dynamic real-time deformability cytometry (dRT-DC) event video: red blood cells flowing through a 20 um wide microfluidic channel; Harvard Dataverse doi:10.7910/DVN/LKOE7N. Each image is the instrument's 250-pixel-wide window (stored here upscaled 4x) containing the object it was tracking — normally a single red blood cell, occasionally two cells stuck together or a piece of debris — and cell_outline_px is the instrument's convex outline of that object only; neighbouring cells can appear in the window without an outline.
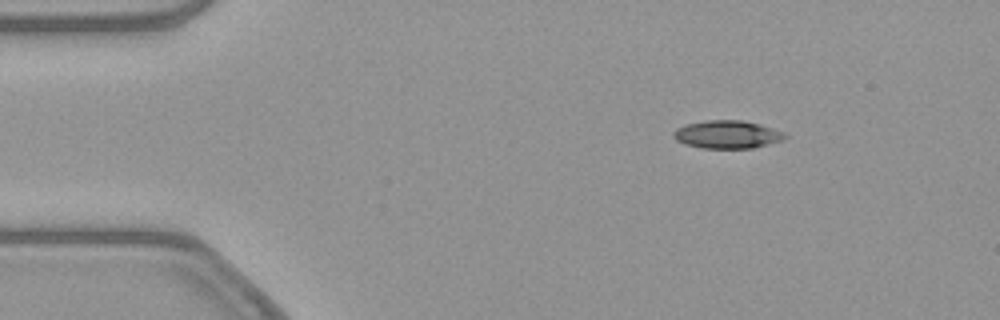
{"species": "common noctule bat (a hibernating species)", "species_latin": "Nyctalus noctula", "temperature_condition": "warm", "stored_images_in_passage": 46, "camera_frame_rate_fps": 3000, "um_per_image_px": 0.085, "animal": {"sex": "female", "body_mass_g": 21.9}, "frame": {"image": 1, "passage_image": 1, "time_ms": 0.0, "image_size_px": [1000, 320], "cell_outline_px": [[788, 136], [784, 140], [752, 148], [704, 148], [684, 144], [676, 140], [672, 136], [672, 132], [676, 128], [688, 124], [704, 120], [740, 120], [760, 124], [784, 132]], "centroid_in_image_um": [61.81, 11.43], "position_along_channel_um": 23.2, "area_um2": 18.21}}
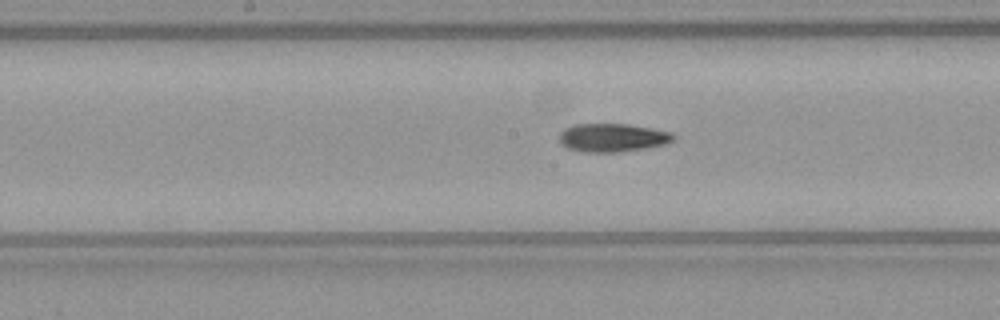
{"frame": {"image": 2, "passage_image": 20, "time_ms": 6.333, "image_size_px": [1000, 320], "cell_outline_px": [[676, 140], [668, 144], [648, 148], [616, 152], [584, 152], [568, 148], [560, 144], [560, 132], [564, 128], [576, 124], [628, 124], [652, 128], [672, 132], [676, 136]], "centroid_in_image_um": [52.12, 11.7], "position_along_channel_um": 196.1, "area_um2": 19.13}}
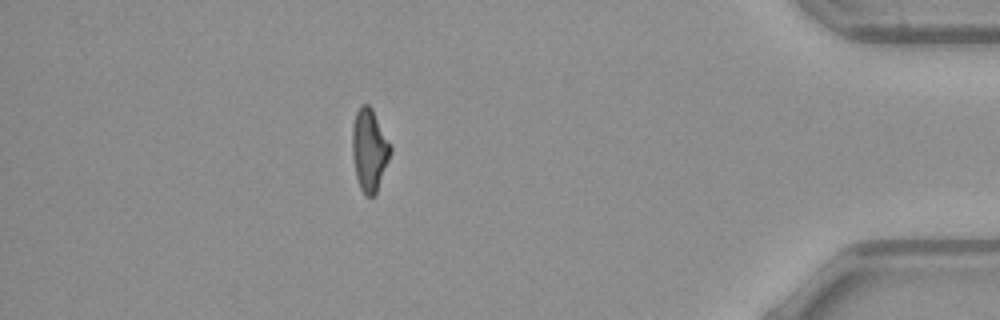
{"frame": {"image": 3, "passage_image": 40, "time_ms": 13.0, "image_size_px": [1000, 320], "cell_outline_px": [[392, 152], [376, 196], [364, 196], [360, 188], [356, 176], [352, 156], [352, 124], [356, 112], [360, 104], [368, 104], [372, 108], [392, 148]], "centroid_in_image_um": [31.39, 12.77], "position_along_channel_um": 403.8, "area_um2": 18.61}, "authors_computed_cell_mechanics": {"area_um2": 18.7272, "velocity_mm_per_s": 3.866, "shape_relaxation_time_tau1_ms": 8.6912, "shape_relaxation_time_tau2_ms": null, "deformation_change_tau1": 0.2135, "deformation_change_tau2": null}}